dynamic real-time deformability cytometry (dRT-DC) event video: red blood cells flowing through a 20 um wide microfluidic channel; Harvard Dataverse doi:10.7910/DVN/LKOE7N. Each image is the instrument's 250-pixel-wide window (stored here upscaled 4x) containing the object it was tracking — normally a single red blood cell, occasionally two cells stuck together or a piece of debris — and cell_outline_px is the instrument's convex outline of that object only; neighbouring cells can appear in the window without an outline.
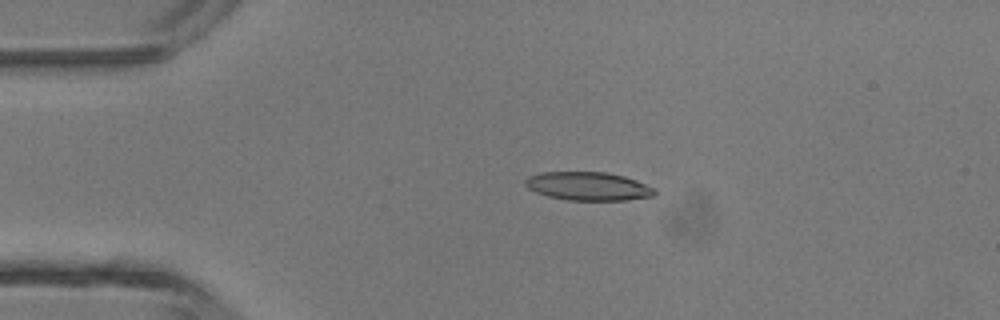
{"species": "common noctule bat (a hibernating species)", "species_latin": "Nyctalus noctula", "temperature_condition": "room temperature", "stored_images_in_passage": 4, "camera_frame_rate_fps": 3000, "um_per_image_px": 0.085, "animal": {"sex": "male", "body_mass_g": 13.3}, "frame": {"image": 1, "passage_image": 3, "time_ms": 2.0, "image_size_px": [1000, 320], "cell_outline_px": [[656, 196], [628, 200], [568, 200], [548, 196], [536, 192], [528, 188], [524, 184], [524, 180], [528, 176], [544, 172], [604, 172], [624, 176], [636, 180], [656, 188]], "centroid_in_image_um": [50.03, 15.83], "position_along_channel_um": 35.0, "area_um2": 21.56}}